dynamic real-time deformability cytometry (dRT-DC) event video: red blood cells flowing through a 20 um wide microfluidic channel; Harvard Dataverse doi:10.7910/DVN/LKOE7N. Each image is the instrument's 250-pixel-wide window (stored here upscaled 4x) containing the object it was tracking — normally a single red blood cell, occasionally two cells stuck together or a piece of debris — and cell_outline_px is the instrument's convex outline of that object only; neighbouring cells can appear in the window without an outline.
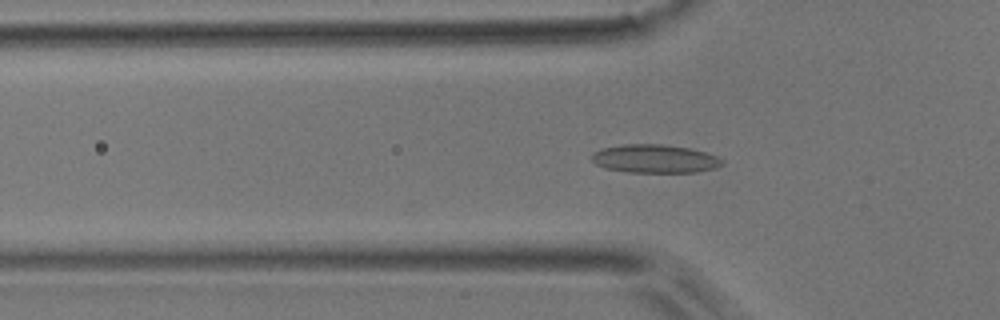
{"species": "common noctule bat (a hibernating species)", "species_latin": "Nyctalus noctula", "temperature_condition": "room temperature", "stored_images_in_passage": 50, "camera_frame_rate_fps": 3000, "um_per_image_px": 0.085, "animal": {"sex": "male", "body_mass_g": 17.9}, "frame": {"image": 1, "passage_image": 15, "time_ms": 4.667, "image_size_px": [1000, 320], "cell_outline_px": [[724, 164], [716, 168], [696, 172], [628, 172], [604, 168], [596, 164], [592, 160], [592, 152], [600, 148], [624, 144], [660, 144], [692, 148], [716, 156], [724, 160]], "centroid_in_image_um": [55.65, 13.49], "position_along_channel_um": 70.1, "area_um2": 21.73}}
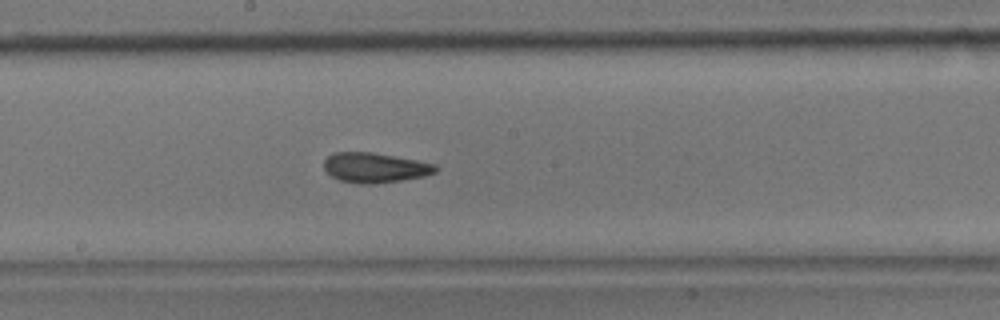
{"frame": {"image": 2, "passage_image": 26, "time_ms": 8.333, "image_size_px": [1000, 320], "cell_outline_px": [[440, 168], [436, 172], [424, 176], [400, 180], [372, 184], [360, 184], [340, 180], [332, 176], [324, 168], [324, 160], [332, 152], [372, 152], [416, 160], [436, 164]], "centroid_in_image_um": [31.88, 14.24], "position_along_channel_um": 216.3, "area_um2": 19.42}}
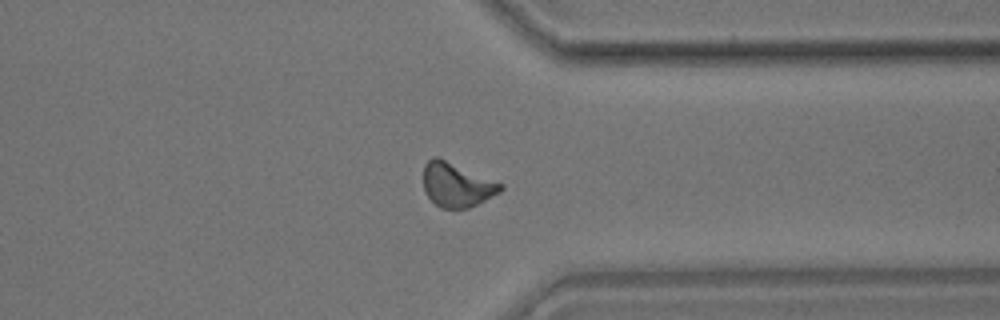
{"frame": {"image": 3, "passage_image": 38, "time_ms": 12.333, "image_size_px": [1000, 320], "cell_outline_px": [[504, 188], [500, 192], [468, 208], [440, 208], [424, 192], [424, 164], [432, 156], [436, 156], [504, 184]], "centroid_in_image_um": [38.81, 15.7], "position_along_channel_um": 372.6, "area_um2": 19.65}, "authors_computed_cell_mechanics": {"area_um2": 19.4208, "velocity_mm_per_s": 3.9708, "shape_relaxation_time_tau1_ms": null, "shape_relaxation_time_tau2_ms": 2.1642, "deformation_change_tau1": null, "deformation_change_tau2": 0.082}}